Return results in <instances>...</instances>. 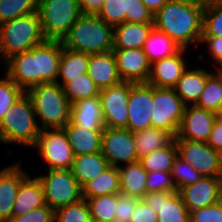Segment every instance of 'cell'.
Returning a JSON list of instances; mask_svg holds the SVG:
<instances>
[{
	"label": "cell",
	"instance_id": "6da1fadb",
	"mask_svg": "<svg viewBox=\"0 0 222 222\" xmlns=\"http://www.w3.org/2000/svg\"><path fill=\"white\" fill-rule=\"evenodd\" d=\"M205 5L194 0H168L153 16V26L181 48L200 43Z\"/></svg>",
	"mask_w": 222,
	"mask_h": 222
},
{
	"label": "cell",
	"instance_id": "7a4b0ae2",
	"mask_svg": "<svg viewBox=\"0 0 222 222\" xmlns=\"http://www.w3.org/2000/svg\"><path fill=\"white\" fill-rule=\"evenodd\" d=\"M26 94L32 101L36 119L41 121V131L63 129L70 122L71 103L59 83L38 84L28 89Z\"/></svg>",
	"mask_w": 222,
	"mask_h": 222
},
{
	"label": "cell",
	"instance_id": "3957f363",
	"mask_svg": "<svg viewBox=\"0 0 222 222\" xmlns=\"http://www.w3.org/2000/svg\"><path fill=\"white\" fill-rule=\"evenodd\" d=\"M114 27L97 15L82 14L61 41L64 48L98 54L113 51Z\"/></svg>",
	"mask_w": 222,
	"mask_h": 222
},
{
	"label": "cell",
	"instance_id": "277c9868",
	"mask_svg": "<svg viewBox=\"0 0 222 222\" xmlns=\"http://www.w3.org/2000/svg\"><path fill=\"white\" fill-rule=\"evenodd\" d=\"M37 122L32 101L25 92L0 121V142L33 147L41 132Z\"/></svg>",
	"mask_w": 222,
	"mask_h": 222
},
{
	"label": "cell",
	"instance_id": "5b68a950",
	"mask_svg": "<svg viewBox=\"0 0 222 222\" xmlns=\"http://www.w3.org/2000/svg\"><path fill=\"white\" fill-rule=\"evenodd\" d=\"M45 41L37 12L0 25V52L3 61L14 54L29 51Z\"/></svg>",
	"mask_w": 222,
	"mask_h": 222
},
{
	"label": "cell",
	"instance_id": "8992f818",
	"mask_svg": "<svg viewBox=\"0 0 222 222\" xmlns=\"http://www.w3.org/2000/svg\"><path fill=\"white\" fill-rule=\"evenodd\" d=\"M37 13L46 40L62 41L82 15L79 0H38Z\"/></svg>",
	"mask_w": 222,
	"mask_h": 222
},
{
	"label": "cell",
	"instance_id": "52a82bcc",
	"mask_svg": "<svg viewBox=\"0 0 222 222\" xmlns=\"http://www.w3.org/2000/svg\"><path fill=\"white\" fill-rule=\"evenodd\" d=\"M38 179L44 189L46 205L54 211L83 199L82 186L71 169L48 170V174L40 175Z\"/></svg>",
	"mask_w": 222,
	"mask_h": 222
},
{
	"label": "cell",
	"instance_id": "ba28073f",
	"mask_svg": "<svg viewBox=\"0 0 222 222\" xmlns=\"http://www.w3.org/2000/svg\"><path fill=\"white\" fill-rule=\"evenodd\" d=\"M185 106L175 89L153 86L152 127L165 130L175 138L181 124Z\"/></svg>",
	"mask_w": 222,
	"mask_h": 222
},
{
	"label": "cell",
	"instance_id": "9c48e42d",
	"mask_svg": "<svg viewBox=\"0 0 222 222\" xmlns=\"http://www.w3.org/2000/svg\"><path fill=\"white\" fill-rule=\"evenodd\" d=\"M33 147L39 148L49 170L72 169L75 155L63 129L42 130Z\"/></svg>",
	"mask_w": 222,
	"mask_h": 222
},
{
	"label": "cell",
	"instance_id": "30bf717a",
	"mask_svg": "<svg viewBox=\"0 0 222 222\" xmlns=\"http://www.w3.org/2000/svg\"><path fill=\"white\" fill-rule=\"evenodd\" d=\"M101 153L110 166L119 167V163L131 164L139 161L135 148L133 132L127 128H104Z\"/></svg>",
	"mask_w": 222,
	"mask_h": 222
},
{
	"label": "cell",
	"instance_id": "8fae6325",
	"mask_svg": "<svg viewBox=\"0 0 222 222\" xmlns=\"http://www.w3.org/2000/svg\"><path fill=\"white\" fill-rule=\"evenodd\" d=\"M177 156L207 177H221L219 152L207 142L175 140Z\"/></svg>",
	"mask_w": 222,
	"mask_h": 222
},
{
	"label": "cell",
	"instance_id": "7c38bea8",
	"mask_svg": "<svg viewBox=\"0 0 222 222\" xmlns=\"http://www.w3.org/2000/svg\"><path fill=\"white\" fill-rule=\"evenodd\" d=\"M130 82L121 83L100 90L102 114L107 128H126L128 122V98Z\"/></svg>",
	"mask_w": 222,
	"mask_h": 222
},
{
	"label": "cell",
	"instance_id": "4fadbf2b",
	"mask_svg": "<svg viewBox=\"0 0 222 222\" xmlns=\"http://www.w3.org/2000/svg\"><path fill=\"white\" fill-rule=\"evenodd\" d=\"M153 86L130 82L127 129L133 133L152 127Z\"/></svg>",
	"mask_w": 222,
	"mask_h": 222
},
{
	"label": "cell",
	"instance_id": "5bb4252c",
	"mask_svg": "<svg viewBox=\"0 0 222 222\" xmlns=\"http://www.w3.org/2000/svg\"><path fill=\"white\" fill-rule=\"evenodd\" d=\"M218 116L217 113L196 105H186L174 140L207 142Z\"/></svg>",
	"mask_w": 222,
	"mask_h": 222
},
{
	"label": "cell",
	"instance_id": "9a60e30c",
	"mask_svg": "<svg viewBox=\"0 0 222 222\" xmlns=\"http://www.w3.org/2000/svg\"><path fill=\"white\" fill-rule=\"evenodd\" d=\"M120 78L125 82L147 83L151 63L142 48L113 49Z\"/></svg>",
	"mask_w": 222,
	"mask_h": 222
},
{
	"label": "cell",
	"instance_id": "2e32d148",
	"mask_svg": "<svg viewBox=\"0 0 222 222\" xmlns=\"http://www.w3.org/2000/svg\"><path fill=\"white\" fill-rule=\"evenodd\" d=\"M4 64L5 74L24 92L38 85L37 46L12 55Z\"/></svg>",
	"mask_w": 222,
	"mask_h": 222
},
{
	"label": "cell",
	"instance_id": "e0dca14e",
	"mask_svg": "<svg viewBox=\"0 0 222 222\" xmlns=\"http://www.w3.org/2000/svg\"><path fill=\"white\" fill-rule=\"evenodd\" d=\"M142 200L157 213V222H189V210L178 192H149Z\"/></svg>",
	"mask_w": 222,
	"mask_h": 222
},
{
	"label": "cell",
	"instance_id": "ac0fdd59",
	"mask_svg": "<svg viewBox=\"0 0 222 222\" xmlns=\"http://www.w3.org/2000/svg\"><path fill=\"white\" fill-rule=\"evenodd\" d=\"M186 50L181 48L176 54L153 62L147 83L157 88L174 89L187 69L188 62L183 58Z\"/></svg>",
	"mask_w": 222,
	"mask_h": 222
},
{
	"label": "cell",
	"instance_id": "d6986e66",
	"mask_svg": "<svg viewBox=\"0 0 222 222\" xmlns=\"http://www.w3.org/2000/svg\"><path fill=\"white\" fill-rule=\"evenodd\" d=\"M21 161L0 169V221L9 222L20 183L29 175L22 171Z\"/></svg>",
	"mask_w": 222,
	"mask_h": 222
},
{
	"label": "cell",
	"instance_id": "ffe728a7",
	"mask_svg": "<svg viewBox=\"0 0 222 222\" xmlns=\"http://www.w3.org/2000/svg\"><path fill=\"white\" fill-rule=\"evenodd\" d=\"M221 182V177L203 176L194 184L182 187L178 193L190 212L215 204Z\"/></svg>",
	"mask_w": 222,
	"mask_h": 222
},
{
	"label": "cell",
	"instance_id": "44dd1931",
	"mask_svg": "<svg viewBox=\"0 0 222 222\" xmlns=\"http://www.w3.org/2000/svg\"><path fill=\"white\" fill-rule=\"evenodd\" d=\"M87 74L99 90L115 86L122 82L118 73L116 58L112 51L89 54Z\"/></svg>",
	"mask_w": 222,
	"mask_h": 222
},
{
	"label": "cell",
	"instance_id": "7402d4cb",
	"mask_svg": "<svg viewBox=\"0 0 222 222\" xmlns=\"http://www.w3.org/2000/svg\"><path fill=\"white\" fill-rule=\"evenodd\" d=\"M62 50L61 41L46 40L37 45L38 84L57 81Z\"/></svg>",
	"mask_w": 222,
	"mask_h": 222
},
{
	"label": "cell",
	"instance_id": "603a6c76",
	"mask_svg": "<svg viewBox=\"0 0 222 222\" xmlns=\"http://www.w3.org/2000/svg\"><path fill=\"white\" fill-rule=\"evenodd\" d=\"M70 121L89 130H104L105 123L99 96L71 104Z\"/></svg>",
	"mask_w": 222,
	"mask_h": 222
},
{
	"label": "cell",
	"instance_id": "cb8c5ba5",
	"mask_svg": "<svg viewBox=\"0 0 222 222\" xmlns=\"http://www.w3.org/2000/svg\"><path fill=\"white\" fill-rule=\"evenodd\" d=\"M44 189L38 177L31 179L28 175L19 186L13 205L12 217L23 215L33 209L45 206Z\"/></svg>",
	"mask_w": 222,
	"mask_h": 222
},
{
	"label": "cell",
	"instance_id": "d4e9b609",
	"mask_svg": "<svg viewBox=\"0 0 222 222\" xmlns=\"http://www.w3.org/2000/svg\"><path fill=\"white\" fill-rule=\"evenodd\" d=\"M74 155L101 152L102 134L104 130H89L73 124L71 121L63 128Z\"/></svg>",
	"mask_w": 222,
	"mask_h": 222
},
{
	"label": "cell",
	"instance_id": "484cf974",
	"mask_svg": "<svg viewBox=\"0 0 222 222\" xmlns=\"http://www.w3.org/2000/svg\"><path fill=\"white\" fill-rule=\"evenodd\" d=\"M212 71L205 69H186L174 88L185 105H195L204 90L208 76Z\"/></svg>",
	"mask_w": 222,
	"mask_h": 222
},
{
	"label": "cell",
	"instance_id": "4316f807",
	"mask_svg": "<svg viewBox=\"0 0 222 222\" xmlns=\"http://www.w3.org/2000/svg\"><path fill=\"white\" fill-rule=\"evenodd\" d=\"M153 24L124 22L114 27L113 49L143 48Z\"/></svg>",
	"mask_w": 222,
	"mask_h": 222
},
{
	"label": "cell",
	"instance_id": "83f0119b",
	"mask_svg": "<svg viewBox=\"0 0 222 222\" xmlns=\"http://www.w3.org/2000/svg\"><path fill=\"white\" fill-rule=\"evenodd\" d=\"M119 166L120 193L142 199L146 194L147 171L139 162Z\"/></svg>",
	"mask_w": 222,
	"mask_h": 222
},
{
	"label": "cell",
	"instance_id": "f1b7e54d",
	"mask_svg": "<svg viewBox=\"0 0 222 222\" xmlns=\"http://www.w3.org/2000/svg\"><path fill=\"white\" fill-rule=\"evenodd\" d=\"M110 167L107 159L101 152L75 156L72 166L73 176L83 186L95 179L100 173Z\"/></svg>",
	"mask_w": 222,
	"mask_h": 222
},
{
	"label": "cell",
	"instance_id": "f546056e",
	"mask_svg": "<svg viewBox=\"0 0 222 222\" xmlns=\"http://www.w3.org/2000/svg\"><path fill=\"white\" fill-rule=\"evenodd\" d=\"M88 63V53L73 51L63 47L56 82L63 86L67 81L86 74L88 71Z\"/></svg>",
	"mask_w": 222,
	"mask_h": 222
},
{
	"label": "cell",
	"instance_id": "4dcf8cb0",
	"mask_svg": "<svg viewBox=\"0 0 222 222\" xmlns=\"http://www.w3.org/2000/svg\"><path fill=\"white\" fill-rule=\"evenodd\" d=\"M120 193L118 167L110 166L98 177L82 186L83 198H95L101 195Z\"/></svg>",
	"mask_w": 222,
	"mask_h": 222
},
{
	"label": "cell",
	"instance_id": "1f68e13d",
	"mask_svg": "<svg viewBox=\"0 0 222 222\" xmlns=\"http://www.w3.org/2000/svg\"><path fill=\"white\" fill-rule=\"evenodd\" d=\"M142 49L152 64L157 60L176 54L181 47L165 33L153 27Z\"/></svg>",
	"mask_w": 222,
	"mask_h": 222
},
{
	"label": "cell",
	"instance_id": "d6a6232c",
	"mask_svg": "<svg viewBox=\"0 0 222 222\" xmlns=\"http://www.w3.org/2000/svg\"><path fill=\"white\" fill-rule=\"evenodd\" d=\"M133 137L139 158L166 147L174 139L167 131L154 127L133 133Z\"/></svg>",
	"mask_w": 222,
	"mask_h": 222
},
{
	"label": "cell",
	"instance_id": "836d02e7",
	"mask_svg": "<svg viewBox=\"0 0 222 222\" xmlns=\"http://www.w3.org/2000/svg\"><path fill=\"white\" fill-rule=\"evenodd\" d=\"M216 70L208 76L204 90L195 105L222 115V69Z\"/></svg>",
	"mask_w": 222,
	"mask_h": 222
},
{
	"label": "cell",
	"instance_id": "e575fe53",
	"mask_svg": "<svg viewBox=\"0 0 222 222\" xmlns=\"http://www.w3.org/2000/svg\"><path fill=\"white\" fill-rule=\"evenodd\" d=\"M177 157L176 142L173 139L166 147L139 158V163L147 172H170Z\"/></svg>",
	"mask_w": 222,
	"mask_h": 222
},
{
	"label": "cell",
	"instance_id": "d590c367",
	"mask_svg": "<svg viewBox=\"0 0 222 222\" xmlns=\"http://www.w3.org/2000/svg\"><path fill=\"white\" fill-rule=\"evenodd\" d=\"M62 88L71 104L99 96L100 93L99 88L87 73L67 81Z\"/></svg>",
	"mask_w": 222,
	"mask_h": 222
},
{
	"label": "cell",
	"instance_id": "8d00e7d4",
	"mask_svg": "<svg viewBox=\"0 0 222 222\" xmlns=\"http://www.w3.org/2000/svg\"><path fill=\"white\" fill-rule=\"evenodd\" d=\"M89 204L92 222H103L115 217L117 194L101 195L95 198H83Z\"/></svg>",
	"mask_w": 222,
	"mask_h": 222
},
{
	"label": "cell",
	"instance_id": "74e56055",
	"mask_svg": "<svg viewBox=\"0 0 222 222\" xmlns=\"http://www.w3.org/2000/svg\"><path fill=\"white\" fill-rule=\"evenodd\" d=\"M38 0H0V25L37 12Z\"/></svg>",
	"mask_w": 222,
	"mask_h": 222
},
{
	"label": "cell",
	"instance_id": "f35d334b",
	"mask_svg": "<svg viewBox=\"0 0 222 222\" xmlns=\"http://www.w3.org/2000/svg\"><path fill=\"white\" fill-rule=\"evenodd\" d=\"M170 174L177 191L182 187L194 184L203 177L191 164L179 156L174 159Z\"/></svg>",
	"mask_w": 222,
	"mask_h": 222
},
{
	"label": "cell",
	"instance_id": "ab89813d",
	"mask_svg": "<svg viewBox=\"0 0 222 222\" xmlns=\"http://www.w3.org/2000/svg\"><path fill=\"white\" fill-rule=\"evenodd\" d=\"M55 222H92L86 199L58 208L55 211Z\"/></svg>",
	"mask_w": 222,
	"mask_h": 222
},
{
	"label": "cell",
	"instance_id": "60d3db41",
	"mask_svg": "<svg viewBox=\"0 0 222 222\" xmlns=\"http://www.w3.org/2000/svg\"><path fill=\"white\" fill-rule=\"evenodd\" d=\"M202 36L222 37V1L205 5Z\"/></svg>",
	"mask_w": 222,
	"mask_h": 222
},
{
	"label": "cell",
	"instance_id": "b9f144b4",
	"mask_svg": "<svg viewBox=\"0 0 222 222\" xmlns=\"http://www.w3.org/2000/svg\"><path fill=\"white\" fill-rule=\"evenodd\" d=\"M25 92L6 74L0 79V121L15 101Z\"/></svg>",
	"mask_w": 222,
	"mask_h": 222
},
{
	"label": "cell",
	"instance_id": "7bdbcfd3",
	"mask_svg": "<svg viewBox=\"0 0 222 222\" xmlns=\"http://www.w3.org/2000/svg\"><path fill=\"white\" fill-rule=\"evenodd\" d=\"M105 23L113 27L125 22L124 0H105L97 14Z\"/></svg>",
	"mask_w": 222,
	"mask_h": 222
},
{
	"label": "cell",
	"instance_id": "ee69618b",
	"mask_svg": "<svg viewBox=\"0 0 222 222\" xmlns=\"http://www.w3.org/2000/svg\"><path fill=\"white\" fill-rule=\"evenodd\" d=\"M125 22L153 24V14L141 0H124Z\"/></svg>",
	"mask_w": 222,
	"mask_h": 222
},
{
	"label": "cell",
	"instance_id": "f6af8a7d",
	"mask_svg": "<svg viewBox=\"0 0 222 222\" xmlns=\"http://www.w3.org/2000/svg\"><path fill=\"white\" fill-rule=\"evenodd\" d=\"M178 192L170 172H147L146 193L149 192Z\"/></svg>",
	"mask_w": 222,
	"mask_h": 222
},
{
	"label": "cell",
	"instance_id": "bcb514c9",
	"mask_svg": "<svg viewBox=\"0 0 222 222\" xmlns=\"http://www.w3.org/2000/svg\"><path fill=\"white\" fill-rule=\"evenodd\" d=\"M140 200L141 199L134 196L117 193V206L114 218L119 222H130L136 205Z\"/></svg>",
	"mask_w": 222,
	"mask_h": 222
},
{
	"label": "cell",
	"instance_id": "7dc6e473",
	"mask_svg": "<svg viewBox=\"0 0 222 222\" xmlns=\"http://www.w3.org/2000/svg\"><path fill=\"white\" fill-rule=\"evenodd\" d=\"M9 222H55V211L45 205L23 215L12 217Z\"/></svg>",
	"mask_w": 222,
	"mask_h": 222
},
{
	"label": "cell",
	"instance_id": "c3c4849f",
	"mask_svg": "<svg viewBox=\"0 0 222 222\" xmlns=\"http://www.w3.org/2000/svg\"><path fill=\"white\" fill-rule=\"evenodd\" d=\"M189 222H222V208L215 203L190 211Z\"/></svg>",
	"mask_w": 222,
	"mask_h": 222
},
{
	"label": "cell",
	"instance_id": "681fc988",
	"mask_svg": "<svg viewBox=\"0 0 222 222\" xmlns=\"http://www.w3.org/2000/svg\"><path fill=\"white\" fill-rule=\"evenodd\" d=\"M207 44L209 55L218 64L217 69H222V37L219 36H202L201 42Z\"/></svg>",
	"mask_w": 222,
	"mask_h": 222
},
{
	"label": "cell",
	"instance_id": "f907efd6",
	"mask_svg": "<svg viewBox=\"0 0 222 222\" xmlns=\"http://www.w3.org/2000/svg\"><path fill=\"white\" fill-rule=\"evenodd\" d=\"M130 222H157V213L141 199L136 205Z\"/></svg>",
	"mask_w": 222,
	"mask_h": 222
},
{
	"label": "cell",
	"instance_id": "816d5d0a",
	"mask_svg": "<svg viewBox=\"0 0 222 222\" xmlns=\"http://www.w3.org/2000/svg\"><path fill=\"white\" fill-rule=\"evenodd\" d=\"M207 143L217 152L222 151V115L215 120Z\"/></svg>",
	"mask_w": 222,
	"mask_h": 222
},
{
	"label": "cell",
	"instance_id": "f5cc1de1",
	"mask_svg": "<svg viewBox=\"0 0 222 222\" xmlns=\"http://www.w3.org/2000/svg\"><path fill=\"white\" fill-rule=\"evenodd\" d=\"M105 0H79L82 14L97 15Z\"/></svg>",
	"mask_w": 222,
	"mask_h": 222
},
{
	"label": "cell",
	"instance_id": "db71d44e",
	"mask_svg": "<svg viewBox=\"0 0 222 222\" xmlns=\"http://www.w3.org/2000/svg\"><path fill=\"white\" fill-rule=\"evenodd\" d=\"M154 15L168 0H141Z\"/></svg>",
	"mask_w": 222,
	"mask_h": 222
},
{
	"label": "cell",
	"instance_id": "11a10c76",
	"mask_svg": "<svg viewBox=\"0 0 222 222\" xmlns=\"http://www.w3.org/2000/svg\"><path fill=\"white\" fill-rule=\"evenodd\" d=\"M216 204L222 208V182L218 189Z\"/></svg>",
	"mask_w": 222,
	"mask_h": 222
},
{
	"label": "cell",
	"instance_id": "9f6ffc18",
	"mask_svg": "<svg viewBox=\"0 0 222 222\" xmlns=\"http://www.w3.org/2000/svg\"><path fill=\"white\" fill-rule=\"evenodd\" d=\"M194 1L198 2V3H201L203 5H207V4L214 3V2H219V1H222V0H194Z\"/></svg>",
	"mask_w": 222,
	"mask_h": 222
},
{
	"label": "cell",
	"instance_id": "6f0895ef",
	"mask_svg": "<svg viewBox=\"0 0 222 222\" xmlns=\"http://www.w3.org/2000/svg\"><path fill=\"white\" fill-rule=\"evenodd\" d=\"M219 161H220V171H221V178H222V151L219 152Z\"/></svg>",
	"mask_w": 222,
	"mask_h": 222
},
{
	"label": "cell",
	"instance_id": "680465c9",
	"mask_svg": "<svg viewBox=\"0 0 222 222\" xmlns=\"http://www.w3.org/2000/svg\"><path fill=\"white\" fill-rule=\"evenodd\" d=\"M103 222H119L117 219L113 218L111 220H106V221H103Z\"/></svg>",
	"mask_w": 222,
	"mask_h": 222
}]
</instances>
